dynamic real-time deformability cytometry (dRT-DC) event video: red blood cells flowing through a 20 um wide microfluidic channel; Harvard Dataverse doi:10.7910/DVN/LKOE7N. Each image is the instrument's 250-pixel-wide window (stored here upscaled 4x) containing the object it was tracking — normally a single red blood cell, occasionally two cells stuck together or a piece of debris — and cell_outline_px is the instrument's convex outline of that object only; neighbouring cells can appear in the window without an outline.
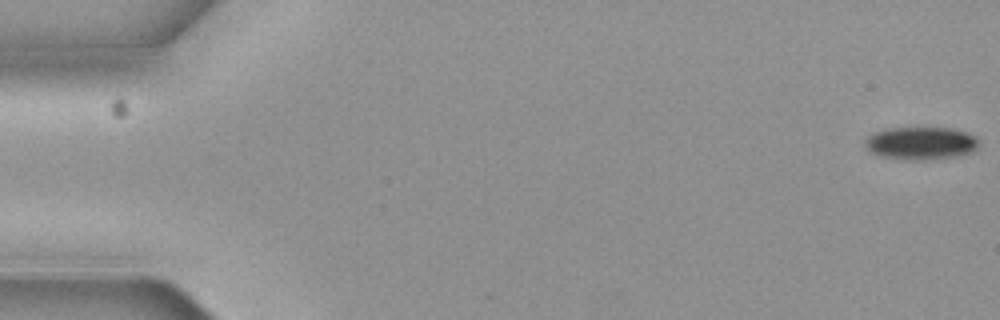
{"species": "common noctule bat (a hibernating species)", "species_latin": "Nyctalus noctula", "temperature_condition": "cold", "stored_images_in_passage": 6, "camera_frame_rate_fps": 3000, "um_per_image_px": 0.085, "animal": {"sex": "female", "body_mass_g": 19.3, "forearm_length_mm": 54.1}, "frame": {"image": 1, "passage_image": 1, "time_ms": 0.0, "image_size_px": [1000, 320], "cell_outline_px": [[976, 148], [972, 152], [956, 156], [924, 160], [904, 160], [880, 156], [872, 152], [864, 144], [864, 140], [868, 136], [876, 132], [888, 128], [952, 128], [968, 132], [976, 140]], "centroid_in_image_um": [78.24, 12.18], "position_along_channel_um": 6.8, "area_um2": 21.56}}
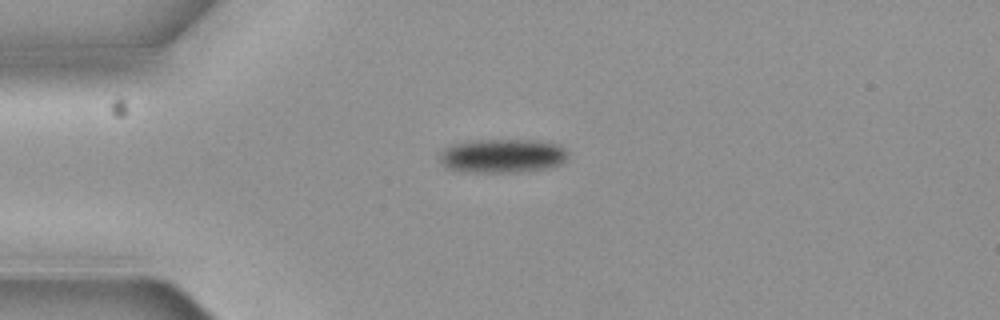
{"frame": {"image": 2, "passage_image": 5, "time_ms": 1.333, "image_size_px": [1000, 320], "cell_outline_px": [[568, 156], [560, 164], [552, 168], [524, 172], [464, 172], [444, 168], [440, 160], [440, 152], [448, 144], [472, 140], [536, 140], [560, 144], [568, 152]], "centroid_in_image_um": [42.69, 13.25], "position_along_channel_um": 42.3, "area_um2": 26.01}}